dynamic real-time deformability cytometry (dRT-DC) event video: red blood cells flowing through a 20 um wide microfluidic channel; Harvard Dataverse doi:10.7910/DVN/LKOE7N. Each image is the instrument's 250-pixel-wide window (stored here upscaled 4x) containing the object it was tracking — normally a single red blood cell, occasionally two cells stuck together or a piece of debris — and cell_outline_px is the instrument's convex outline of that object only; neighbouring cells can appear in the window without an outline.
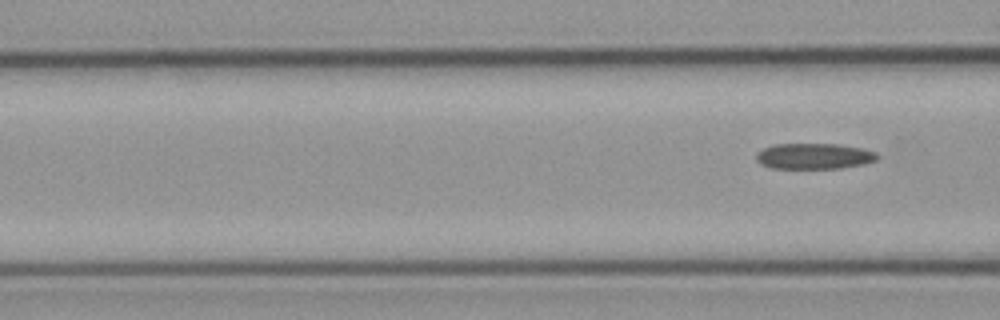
{"species": "common noctule bat (a hibernating species)", "species_latin": "Nyctalus noctula", "temperature_condition": "cold", "stored_images_in_passage": 7, "camera_frame_rate_fps": 3000, "um_per_image_px": 0.085, "animal": {"sex": "male", "body_mass_g": 23.1, "forearm_length_mm": 52.7}, "frame": {"image": 1, "passage_image": 7, "time_ms": 10.0, "image_size_px": [1000, 320], "cell_outline_px": [[880, 156], [876, 160], [864, 164], [840, 168], [768, 168], [760, 164], [756, 160], [756, 152], [764, 148], [776, 144], [836, 144], [860, 148], [876, 152]], "centroid_in_image_um": [69.17, 13.28], "position_along_channel_um": 97.4, "area_um2": 18.21}}